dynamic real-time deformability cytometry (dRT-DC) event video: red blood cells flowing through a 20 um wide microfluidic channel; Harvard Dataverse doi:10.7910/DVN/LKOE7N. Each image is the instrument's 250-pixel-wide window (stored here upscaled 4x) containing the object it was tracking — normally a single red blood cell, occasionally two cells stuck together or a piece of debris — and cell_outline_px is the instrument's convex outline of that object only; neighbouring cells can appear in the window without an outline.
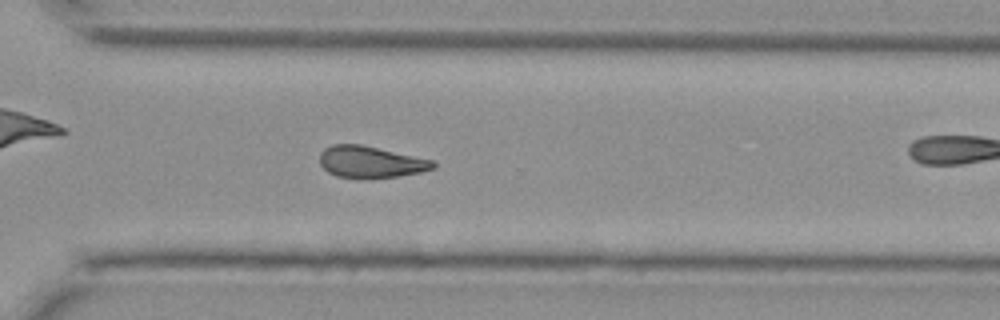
{"species": "Egyptian fruit bat (a non-hibernating species)", "species_latin": "Rousettus aegyptiacus", "temperature_condition": "cold", "stored_images_in_passage": 32, "camera_frame_rate_fps": 3000, "um_per_image_px": 0.085, "animal": {"sex": "female"}, "frame": {"image": 1, "passage_image": 28, "time_ms": 9.0, "image_size_px": [1000, 320], "cell_outline_px": [[436, 168], [420, 172], [400, 176], [364, 180], [360, 180], [336, 176], [328, 172], [320, 164], [320, 152], [324, 148], [332, 144], [360, 144], [436, 160]], "centroid_in_image_um": [31.52, 13.79], "position_along_channel_um": 339.1, "area_um2": 21.56}}